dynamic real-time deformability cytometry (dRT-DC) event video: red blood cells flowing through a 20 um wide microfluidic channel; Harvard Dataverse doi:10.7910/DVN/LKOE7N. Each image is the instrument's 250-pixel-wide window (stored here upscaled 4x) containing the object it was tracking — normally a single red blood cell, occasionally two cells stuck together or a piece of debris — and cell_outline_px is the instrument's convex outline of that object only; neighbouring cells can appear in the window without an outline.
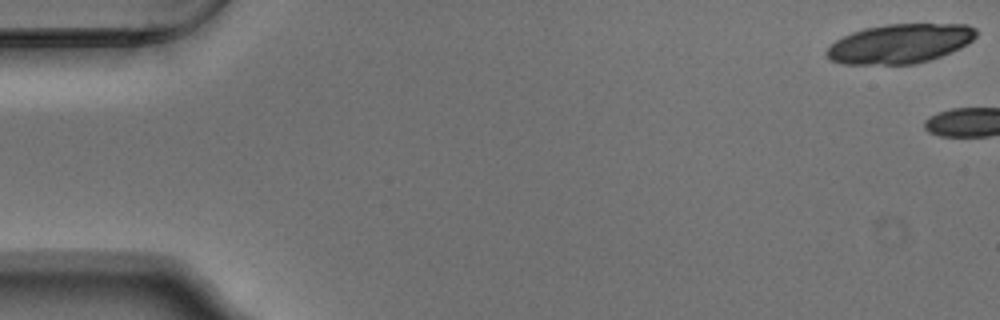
{"species": "Egyptian fruit bat (a non-hibernating species)", "species_latin": "Rousettus aegyptiacus", "temperature_condition": "warm", "stored_images_in_passage": 3, "camera_frame_rate_fps": 3000, "um_per_image_px": 0.085, "animal": {"sex": "male"}, "frame": {"image": 1, "passage_image": 1, "time_ms": 0.0, "image_size_px": [1000, 320], "cell_outline_px": [[976, 36], [968, 44], [960, 48], [940, 56], [916, 64], [840, 64], [828, 60], [824, 52], [836, 40], [852, 32], [864, 28], [884, 24], [968, 24], [976, 28]], "centroid_in_image_um": [76.47, 3.71], "position_along_channel_um": 8.5, "area_um2": 34.45}}